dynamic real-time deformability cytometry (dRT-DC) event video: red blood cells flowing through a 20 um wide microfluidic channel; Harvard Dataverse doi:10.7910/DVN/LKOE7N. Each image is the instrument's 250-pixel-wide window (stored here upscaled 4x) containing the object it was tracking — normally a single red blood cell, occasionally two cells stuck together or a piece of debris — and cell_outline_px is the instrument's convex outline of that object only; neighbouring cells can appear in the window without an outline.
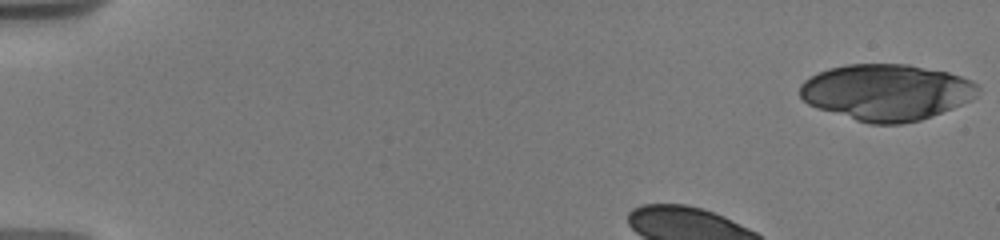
{"species": "human", "species_latin": "Homo sapiens", "temperature_condition": "warm", "stored_images_in_passage": 44, "camera_frame_rate_fps": 3000, "um_per_image_px": 0.085, "donor": {"sex": "male"}, "frame": {"image": 1, "passage_image": 1, "time_ms": 0.0, "image_size_px": [1000, 240], "cell_outline_px": [[980, 88], [976, 96], [972, 100], [932, 116], [920, 120], [900, 124], [868, 124], [816, 108], [808, 104], [800, 96], [800, 84], [804, 80], [816, 72], [828, 68], [848, 64], [908, 64], [948, 72], [972, 80]], "centroid_in_image_um": [75.33, 7.84], "position_along_channel_um": 9.7, "area_um2": 58.72}}
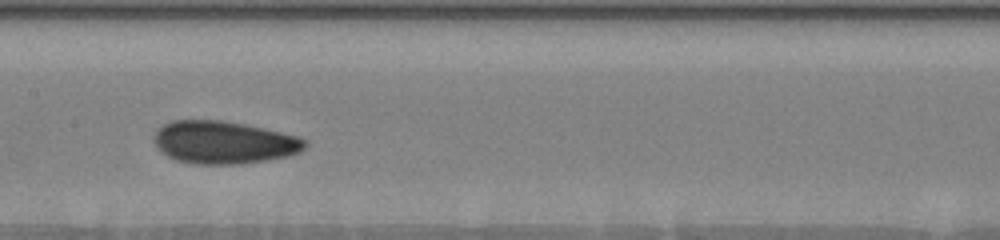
{"frame": {"image": 2, "passage_image": 23, "time_ms": 7.0, "image_size_px": [1000, 240], "cell_outline_px": [[308, 144], [300, 152], [288, 156], [244, 164], [196, 164], [176, 160], [160, 152], [156, 144], [156, 132], [164, 124], [172, 120], [224, 120], [264, 128], [296, 136], [308, 140]], "centroid_in_image_um": [19.06, 12.11], "position_along_channel_um": 188.3, "area_um2": 37.51}}
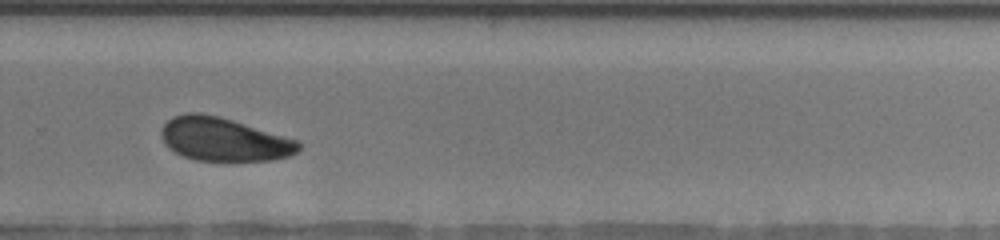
{"frame": {"image": 3, "passage_image": 39, "time_ms": 10.333, "image_size_px": [1000, 240], "cell_outline_px": [[300, 148], [296, 152], [288, 156], [272, 160], [196, 160], [184, 156], [168, 148], [164, 144], [160, 132], [164, 124], [172, 116], [184, 112], [200, 112], [220, 116], [300, 140]], "centroid_in_image_um": [19.01, 11.82], "position_along_channel_um": 310.8, "area_um2": 34.91}}